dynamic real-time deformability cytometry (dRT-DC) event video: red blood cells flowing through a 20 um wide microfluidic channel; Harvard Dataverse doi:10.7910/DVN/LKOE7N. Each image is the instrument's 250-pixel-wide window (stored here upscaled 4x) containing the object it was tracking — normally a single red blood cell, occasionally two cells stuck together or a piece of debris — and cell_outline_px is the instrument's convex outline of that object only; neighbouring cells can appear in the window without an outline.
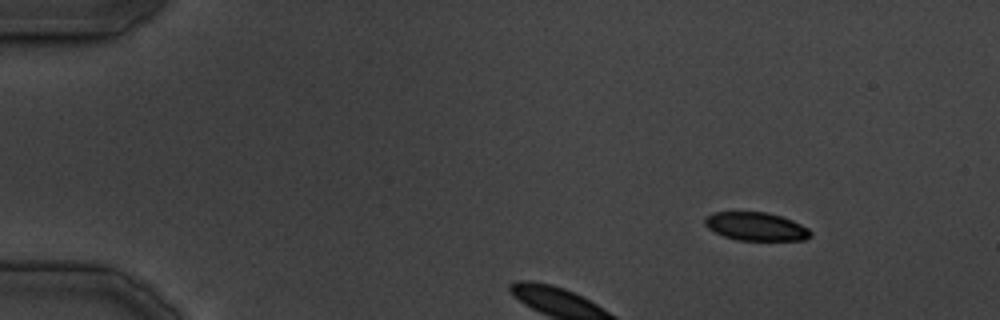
{"species": "common noctule bat (a hibernating species)", "species_latin": "Nyctalus noctula", "temperature_condition": "cold", "stored_images_in_passage": 6, "camera_frame_rate_fps": 3000, "um_per_image_px": 0.085, "animal": {"sex": "male", "body_mass_g": 19.5, "forearm_length_mm": 54.6}, "frame": {"image": 1, "passage_image": 1, "time_ms": 0.0, "image_size_px": [1000, 320], "cell_outline_px": [[812, 236], [804, 240], [736, 240], [724, 236], [708, 228], [704, 224], [704, 216], [712, 212], [764, 212], [780, 216], [792, 220], [808, 228], [812, 232]], "centroid_in_image_um": [64.24, 19.25], "position_along_channel_um": 20.8, "area_um2": 17.46}}